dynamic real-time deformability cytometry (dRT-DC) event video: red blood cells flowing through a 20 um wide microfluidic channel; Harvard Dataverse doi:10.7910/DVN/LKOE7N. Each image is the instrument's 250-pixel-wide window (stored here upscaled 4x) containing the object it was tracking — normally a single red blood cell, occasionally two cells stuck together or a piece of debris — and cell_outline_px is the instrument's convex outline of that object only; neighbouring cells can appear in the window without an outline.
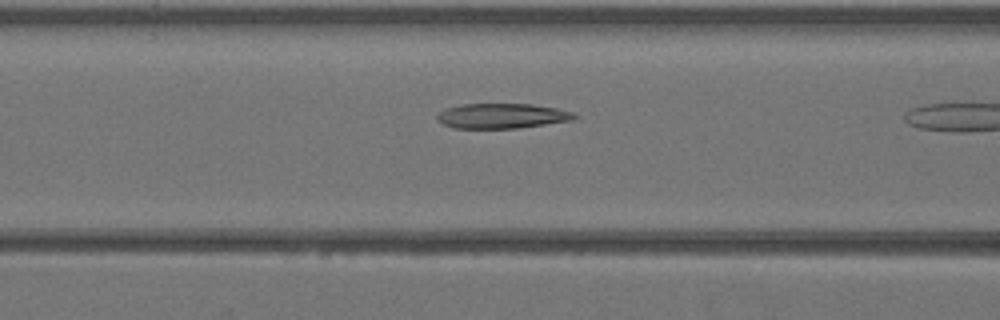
{"species": "Egyptian fruit bat (a non-hibernating species)", "species_latin": "Rousettus aegyptiacus", "temperature_condition": "warm", "stored_images_in_passage": 10, "camera_frame_rate_fps": 3000, "um_per_image_px": 0.085, "animal": {"sex": "female"}, "frame": {"image": 1, "passage_image": 9, "time_ms": 2.667, "image_size_px": [1000, 320], "cell_outline_px": [[576, 116], [572, 120], [520, 128], [452, 128], [436, 120], [436, 116], [440, 112], [448, 108], [464, 104], [532, 104], [556, 108], [572, 112]], "centroid_in_image_um": [42.65, 9.86], "position_along_channel_um": 124.0, "area_um2": 19.83}}